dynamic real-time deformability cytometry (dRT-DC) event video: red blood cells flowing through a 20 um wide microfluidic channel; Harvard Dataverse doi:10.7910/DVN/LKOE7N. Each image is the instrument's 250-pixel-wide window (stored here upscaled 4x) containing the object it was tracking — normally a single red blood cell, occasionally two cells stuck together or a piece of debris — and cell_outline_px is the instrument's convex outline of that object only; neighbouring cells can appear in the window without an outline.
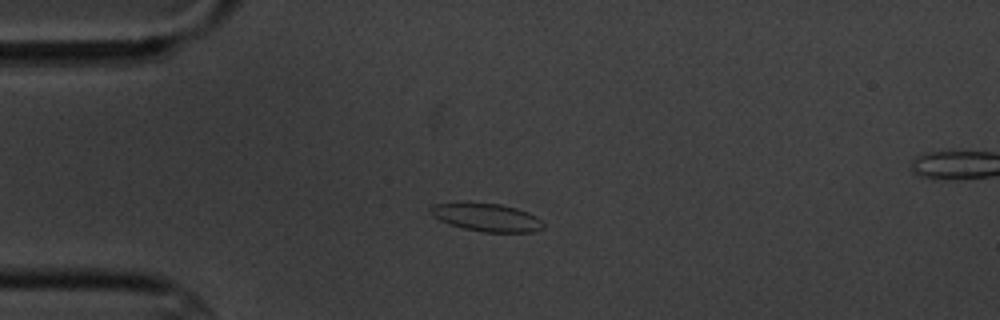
{"species": "common noctule bat (a hibernating species)", "species_latin": "Nyctalus noctula", "temperature_condition": "cold", "stored_images_in_passage": 6, "camera_frame_rate_fps": 3000, "um_per_image_px": 0.085, "animal": {"sex": "male", "body_mass_g": 20.1, "forearm_length_mm": 53.5}, "frame": {"image": 1, "passage_image": 3, "time_ms": 3.0, "image_size_px": [1000, 320], "cell_outline_px": [[544, 228], [532, 232], [484, 232], [464, 228], [440, 220], [432, 216], [428, 212], [428, 208], [432, 204], [464, 200], [500, 204], [516, 208], [528, 212], [536, 216], [544, 224]], "centroid_in_image_um": [41.29, 18.43], "position_along_channel_um": 43.7, "area_um2": 18.96}}
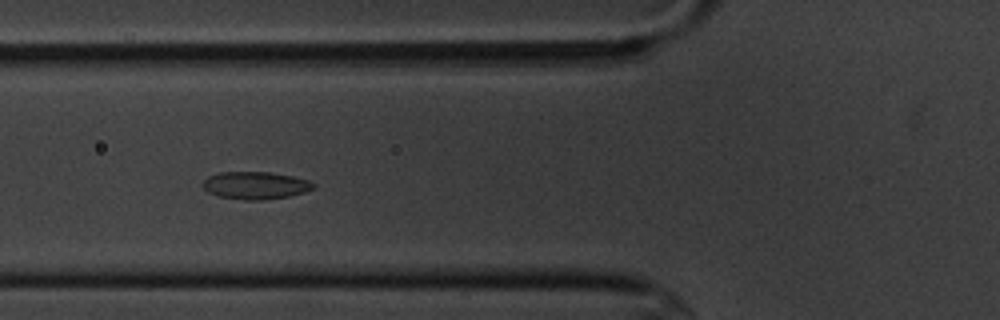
{"frame": {"image": 2, "passage_image": 5, "time_ms": 5.333, "image_size_px": [1000, 320], "cell_outline_px": [[316, 184], [312, 188], [304, 192], [288, 196], [260, 200], [244, 200], [220, 196], [208, 192], [204, 188], [204, 180], [208, 176], [220, 172], [268, 172], [292, 176], [308, 180]], "centroid_in_image_um": [21.71, 15.75], "position_along_channel_um": 104.1, "area_um2": 17.46}}
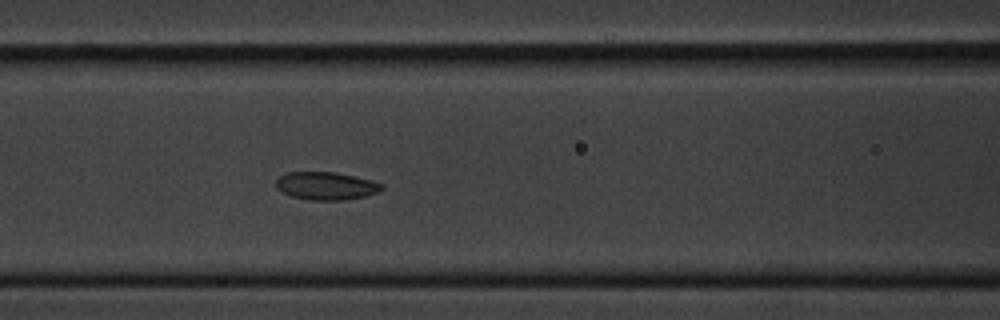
{"frame": {"image": 3, "passage_image": 6, "time_ms": 6.333, "image_size_px": [1000, 320], "cell_outline_px": [[384, 188], [376, 192], [364, 196], [344, 200], [308, 200], [292, 196], [280, 192], [276, 188], [276, 180], [280, 176], [288, 172], [336, 172], [384, 184]], "centroid_in_image_um": [27.67, 15.8], "position_along_channel_um": 138.9, "area_um2": 17.05}}